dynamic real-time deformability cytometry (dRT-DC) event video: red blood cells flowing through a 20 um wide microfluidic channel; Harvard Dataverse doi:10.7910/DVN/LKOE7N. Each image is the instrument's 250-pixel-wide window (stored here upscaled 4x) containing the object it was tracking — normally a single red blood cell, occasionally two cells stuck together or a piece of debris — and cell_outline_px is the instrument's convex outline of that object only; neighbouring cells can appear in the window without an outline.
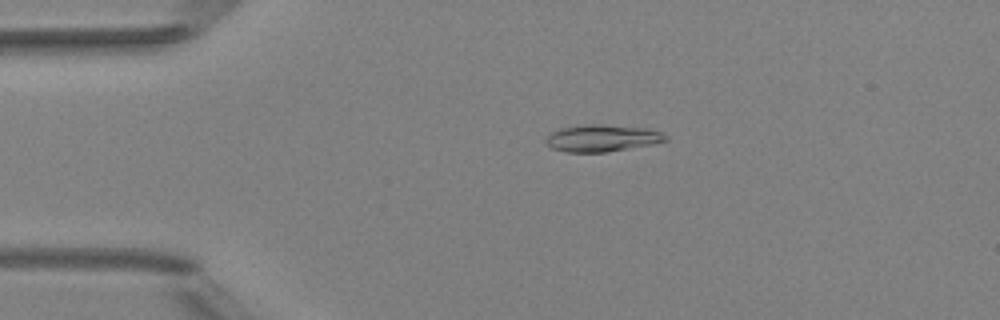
{"species": "Egyptian fruit bat (a non-hibernating species)", "species_latin": "Rousettus aegyptiacus", "temperature_condition": "room temperature", "stored_images_in_passage": 5, "camera_frame_rate_fps": 3000, "um_per_image_px": 0.085, "animal": {"sex": "female"}, "frame": {"image": 1, "passage_image": 4, "time_ms": 3.333, "image_size_px": [1000, 320], "cell_outline_px": [[668, 140], [652, 144], [604, 152], [568, 152], [552, 148], [544, 144], [544, 140], [552, 132], [560, 128], [588, 124], [600, 124], [644, 128], [660, 132], [668, 136]], "centroid_in_image_um": [51.14, 11.74], "position_along_channel_um": 33.9, "area_um2": 18.61}}